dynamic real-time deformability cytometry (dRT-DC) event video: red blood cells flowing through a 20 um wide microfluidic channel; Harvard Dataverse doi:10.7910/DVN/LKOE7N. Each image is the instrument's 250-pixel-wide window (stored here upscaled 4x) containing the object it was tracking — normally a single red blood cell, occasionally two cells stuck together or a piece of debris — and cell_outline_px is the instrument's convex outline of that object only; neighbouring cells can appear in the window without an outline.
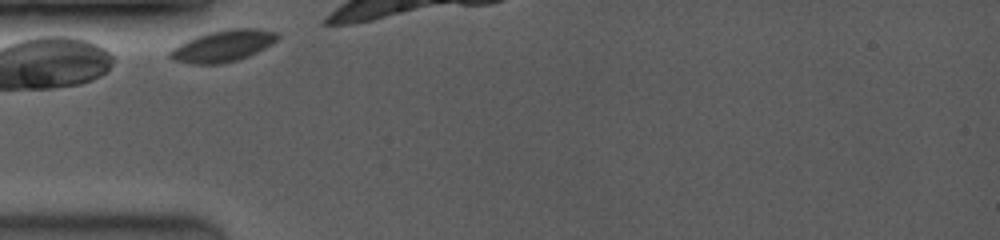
{"species": "common noctule bat (a hibernating species)", "species_latin": "Nyctalus noctula", "temperature_condition": "room temperature", "stored_images_in_passage": 4, "camera_frame_rate_fps": 3500, "um_per_image_px": 0.085, "animal": {"sex": "female", "body_mass_g": 19.0, "forearm_length_mm": 53.3}, "frame": {"image": 1, "passage_image": 1, "time_ms": 0.0, "image_size_px": [1000, 240], "cell_outline_px": [[280, 36], [272, 44], [248, 56], [236, 60], [220, 64], [192, 64], [172, 60], [168, 56], [168, 52], [172, 48], [196, 36], [208, 32], [228, 28], [256, 28], [280, 32]], "centroid_in_image_um": [18.96, 3.89], "position_along_channel_um": 66.0, "area_um2": 19.88}}